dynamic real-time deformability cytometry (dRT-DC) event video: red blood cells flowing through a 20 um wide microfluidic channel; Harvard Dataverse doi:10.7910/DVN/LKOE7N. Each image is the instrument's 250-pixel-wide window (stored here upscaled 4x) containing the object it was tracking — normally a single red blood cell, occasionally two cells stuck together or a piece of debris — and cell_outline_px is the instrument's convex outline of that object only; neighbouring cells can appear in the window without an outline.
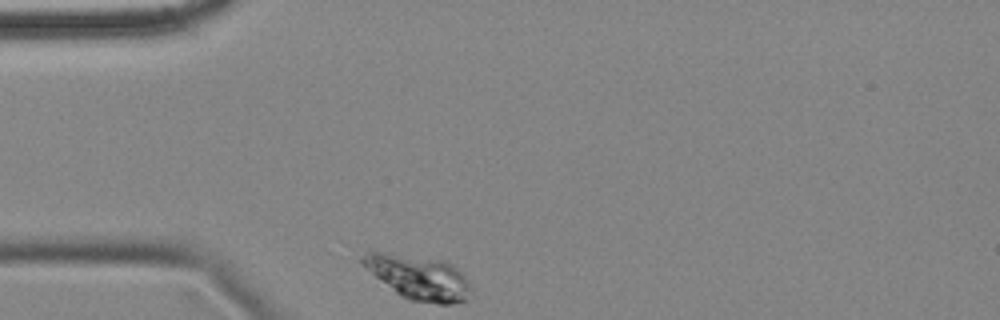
{"species": "common noctule bat (a hibernating species)", "species_latin": "Nyctalus noctula", "temperature_condition": "cold", "stored_images_in_passage": 37, "camera_frame_rate_fps": 3000, "um_per_image_px": 0.085, "animal": {"sex": "female", "body_mass_g": 18.4}, "frame": {"image": 1, "passage_image": 1, "time_ms": 0.0, "image_size_px": [1000, 320], "cell_outline_px": [[472, 292], [468, 300], [448, 304], [436, 304], [408, 300], [400, 296], [376, 276], [360, 260], [360, 256], [368, 248], [376, 248], [440, 260], [452, 264], [460, 268], [464, 272], [468, 280]], "centroid_in_image_um": [35.57, 23.52], "position_along_channel_um": 49.4, "area_um2": 28.96}}
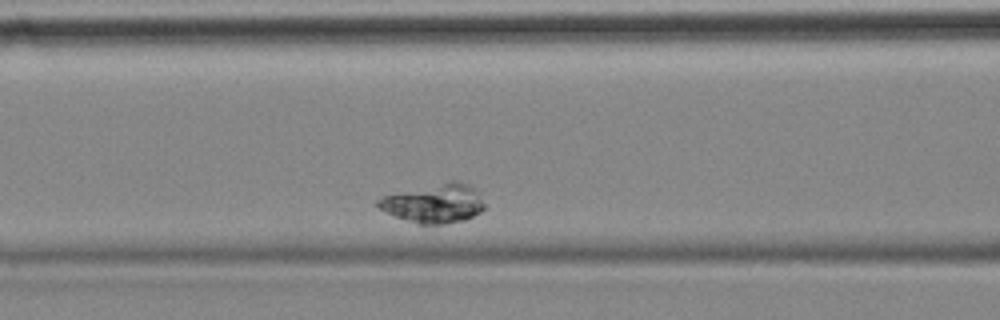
{"frame": {"image": 2, "passage_image": 11, "time_ms": 3.333, "image_size_px": [1000, 320], "cell_outline_px": [[484, 208], [480, 212], [464, 220], [444, 224], [416, 224], [396, 216], [380, 208], [376, 204], [376, 200], [384, 196], [452, 180], [456, 180], [468, 184], [476, 188], [484, 204]], "centroid_in_image_um": [36.94, 17.29], "position_along_channel_um": 129.7, "area_um2": 23.81}}
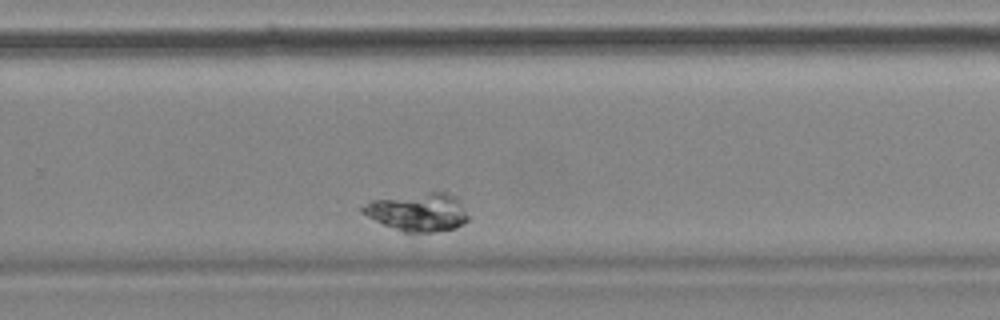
{"frame": {"image": 3, "passage_image": 28, "time_ms": 9.0, "image_size_px": [1000, 320], "cell_outline_px": [[468, 220], [464, 224], [456, 228], [432, 232], [400, 232], [360, 212], [360, 208], [368, 200], [428, 192], [448, 192], [456, 196], [460, 200], [468, 216]], "centroid_in_image_um": [35.53, 18.02], "position_along_channel_um": 294.3, "area_um2": 23.7}}